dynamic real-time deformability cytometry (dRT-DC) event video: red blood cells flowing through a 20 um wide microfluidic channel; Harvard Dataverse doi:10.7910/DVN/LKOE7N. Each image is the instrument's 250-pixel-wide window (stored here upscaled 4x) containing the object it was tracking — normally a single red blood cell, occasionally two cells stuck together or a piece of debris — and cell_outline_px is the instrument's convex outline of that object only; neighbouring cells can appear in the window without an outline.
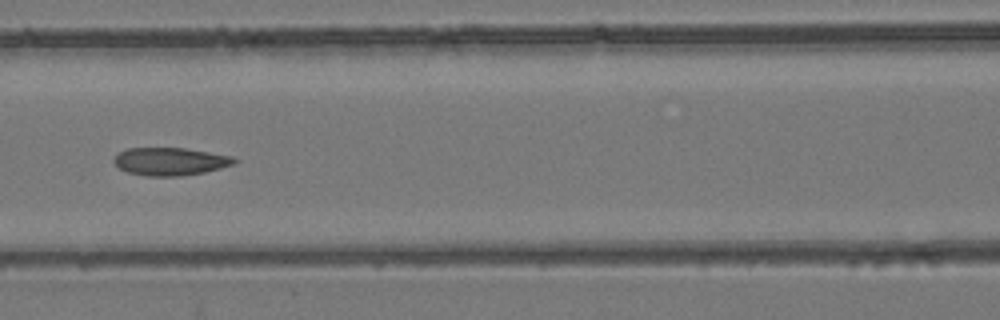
{"species": "common noctule bat (a hibernating species)", "species_latin": "Nyctalus noctula", "temperature_condition": "room temperature", "stored_images_in_passage": 5, "camera_frame_rate_fps": 3000, "um_per_image_px": 0.085, "animal": {"sex": "female", "body_mass_g": 24.6, "forearm_length_mm": 56.2}, "frame": {"image": 1, "passage_image": 5, "time_ms": 1.333, "image_size_px": [1000, 320], "cell_outline_px": [[240, 160], [232, 164], [220, 168], [204, 172], [180, 176], [148, 176], [128, 172], [120, 168], [112, 160], [120, 152], [128, 148], [184, 148], [232, 156]], "centroid_in_image_um": [14.48, 13.72], "position_along_channel_um": 152.1, "area_um2": 19.31}}